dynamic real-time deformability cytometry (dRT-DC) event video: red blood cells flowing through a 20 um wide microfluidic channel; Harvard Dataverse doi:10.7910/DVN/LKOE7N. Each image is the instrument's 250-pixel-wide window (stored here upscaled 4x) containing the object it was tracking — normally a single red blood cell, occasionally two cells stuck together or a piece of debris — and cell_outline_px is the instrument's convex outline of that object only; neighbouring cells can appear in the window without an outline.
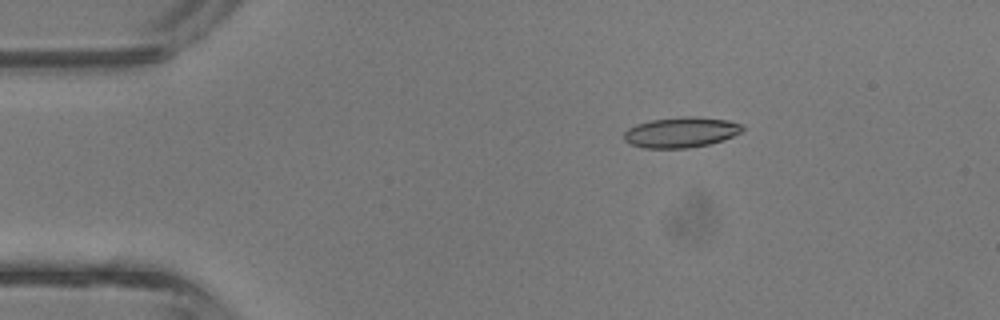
{"species": "common noctule bat (a hibernating species)", "species_latin": "Nyctalus noctula", "temperature_condition": "room temperature", "stored_images_in_passage": 42, "camera_frame_rate_fps": 3000, "um_per_image_px": 0.085, "animal": {"sex": "male", "body_mass_g": 13.3}, "frame": {"image": 1, "passage_image": 7, "time_ms": 2.0, "image_size_px": [1000, 320], "cell_outline_px": [[744, 128], [740, 132], [724, 140], [708, 144], [688, 148], [644, 148], [632, 144], [624, 140], [624, 132], [628, 128], [636, 124], [652, 120], [688, 116], [696, 116], [728, 120], [740, 124]], "centroid_in_image_um": [57.88, 11.24], "position_along_channel_um": 27.1, "area_um2": 20.87}}
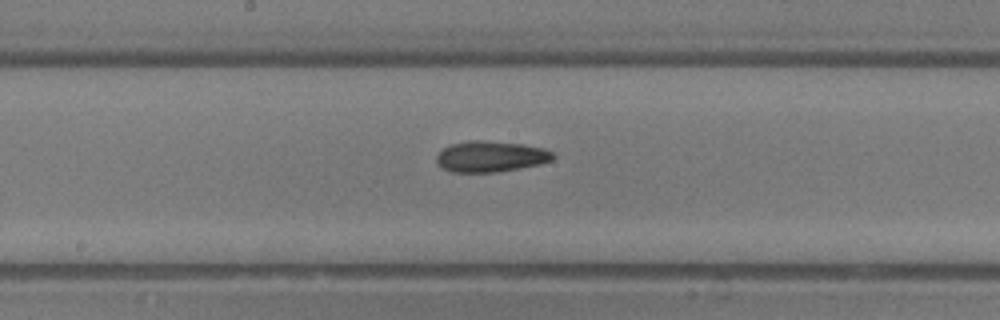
{"frame": {"image": 2, "passage_image": 22, "time_ms": 7.0, "image_size_px": [1000, 320], "cell_outline_px": [[556, 156], [552, 160], [540, 164], [520, 168], [496, 172], [452, 172], [436, 164], [436, 156], [444, 148], [452, 144], [468, 140], [480, 140], [520, 144], [544, 148], [552, 152]], "centroid_in_image_um": [41.71, 13.3], "position_along_channel_um": 206.5, "area_um2": 20.92}}
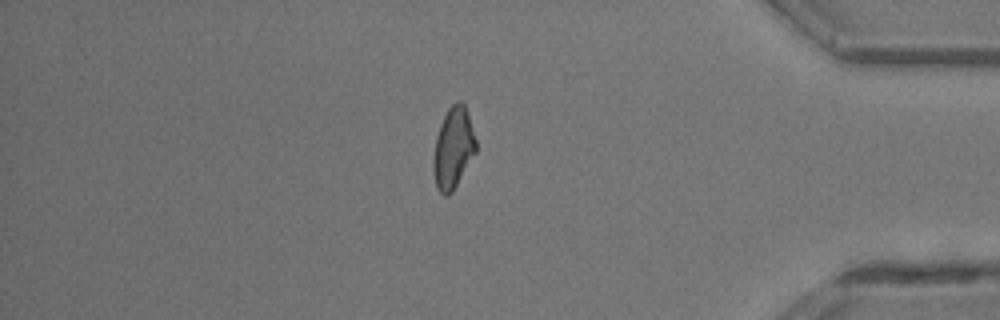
{"frame": {"image": 3, "passage_image": 36, "time_ms": 11.667, "image_size_px": [1000, 320], "cell_outline_px": [[476, 152], [452, 192], [448, 196], [444, 196], [436, 188], [432, 168], [432, 160], [436, 136], [440, 124], [448, 108], [456, 100], [460, 100], [464, 104], [476, 140]], "centroid_in_image_um": [38.49, 12.6], "position_along_channel_um": 396.7, "area_um2": 20.17}, "authors_computed_cell_mechanics": {"area_um2": 20.519, "velocity_mm_per_s": 4.8232, "shape_relaxation_time_tau1_ms": null, "shape_relaxation_time_tau2_ms": 4.7287, "deformation_change_tau1": null, "deformation_change_tau2": 0.1384}}